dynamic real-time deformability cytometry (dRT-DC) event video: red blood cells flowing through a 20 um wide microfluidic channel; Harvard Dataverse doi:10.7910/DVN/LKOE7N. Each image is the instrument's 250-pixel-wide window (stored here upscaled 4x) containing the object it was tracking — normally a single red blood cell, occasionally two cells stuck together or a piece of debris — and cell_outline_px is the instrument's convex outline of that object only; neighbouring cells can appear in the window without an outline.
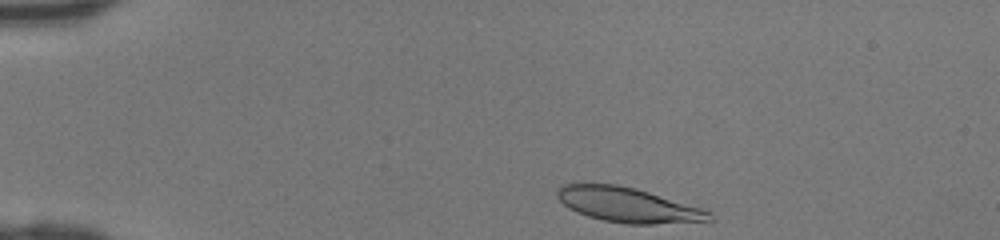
{"species": "human", "species_latin": "Homo sapiens", "temperature_condition": "room temperature", "stored_images_in_passage": 38, "camera_frame_rate_fps": 3000, "um_per_image_px": 0.085, "donor": {"sex": "female"}, "frame": {"image": 1, "passage_image": 1, "time_ms": 0.0, "image_size_px": [1000, 240], "cell_outline_px": [[712, 220], [652, 224], [628, 224], [604, 220], [588, 216], [576, 212], [568, 208], [556, 196], [556, 192], [560, 184], [616, 184], [636, 188], [700, 208], [708, 212], [712, 216]], "centroid_in_image_um": [53.3, 17.41], "position_along_channel_um": 31.7, "area_um2": 30.35}}
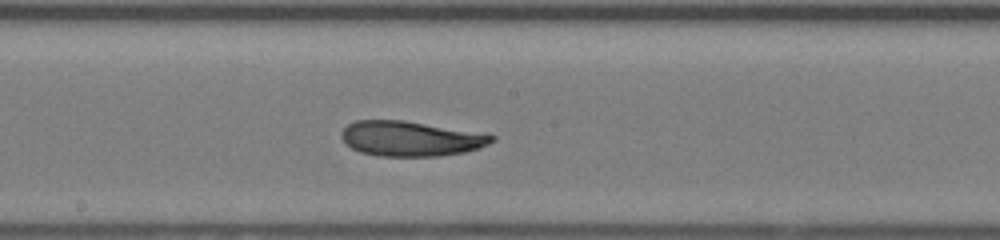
{"frame": {"image": 2, "passage_image": 18, "time_ms": 5.667, "image_size_px": [1000, 240], "cell_outline_px": [[496, 140], [480, 148], [464, 152], [440, 156], [380, 156], [360, 152], [352, 148], [340, 136], [340, 132], [348, 124], [356, 120], [404, 120], [488, 132], [496, 136]], "centroid_in_image_um": [35.0, 11.76], "position_along_channel_um": 213.2, "area_um2": 31.27}}
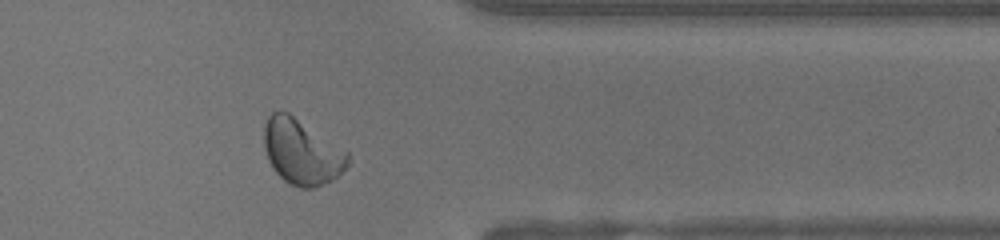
{"frame": {"image": 3, "passage_image": 30, "time_ms": 9.667, "image_size_px": [1000, 240], "cell_outline_px": [[348, 164], [332, 180], [316, 188], [300, 188], [288, 184], [272, 168], [268, 160], [264, 148], [264, 124], [268, 116], [272, 112], [280, 108], [288, 112], [348, 152]], "centroid_in_image_um": [25.6, 12.9], "position_along_channel_um": 385.8, "area_um2": 31.85}}